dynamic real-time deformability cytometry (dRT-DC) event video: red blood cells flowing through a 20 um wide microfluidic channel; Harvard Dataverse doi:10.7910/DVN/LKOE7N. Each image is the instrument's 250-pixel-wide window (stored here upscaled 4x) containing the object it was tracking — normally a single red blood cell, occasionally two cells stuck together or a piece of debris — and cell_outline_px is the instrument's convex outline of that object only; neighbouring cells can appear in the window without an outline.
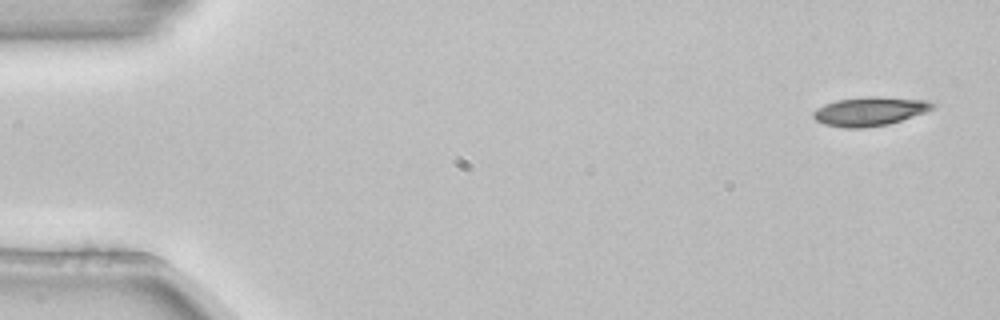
{"species": "common noctule bat (a hibernating species)", "species_latin": "Nyctalus noctula", "temperature_condition": "room temperature", "stored_images_in_passage": 4, "camera_frame_rate_fps": 3000, "um_per_image_px": 0.085, "animal": {"sex": "female", "body_mass_g": 22.7, "forearm_length_mm": 54.2}, "frame": {"image": 1, "passage_image": 1, "time_ms": 0.0, "image_size_px": [1000, 320], "cell_outline_px": [[940, 104], [936, 108], [888, 124], [864, 128], [844, 128], [824, 124], [816, 120], [812, 116], [812, 112], [816, 108], [824, 104], [836, 100], [864, 96], [880, 96], [928, 100]], "centroid_in_image_um": [73.95, 9.44], "position_along_channel_um": 11.1, "area_um2": 20.4}}
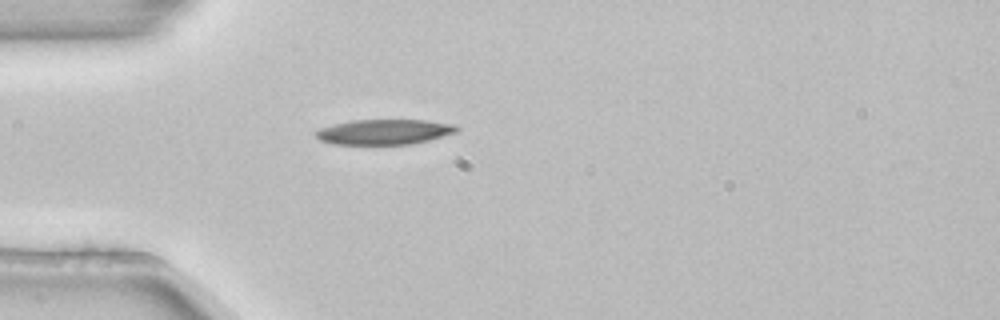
{"frame": {"image": 2, "passage_image": 4, "time_ms": 1.0, "image_size_px": [1000, 320], "cell_outline_px": [[460, 128], [456, 132], [428, 140], [412, 144], [332, 144], [320, 140], [316, 136], [316, 132], [320, 128], [352, 120], [428, 120], [456, 124]], "centroid_in_image_um": [32.7, 11.2], "position_along_channel_um": 52.3, "area_um2": 20.58}}